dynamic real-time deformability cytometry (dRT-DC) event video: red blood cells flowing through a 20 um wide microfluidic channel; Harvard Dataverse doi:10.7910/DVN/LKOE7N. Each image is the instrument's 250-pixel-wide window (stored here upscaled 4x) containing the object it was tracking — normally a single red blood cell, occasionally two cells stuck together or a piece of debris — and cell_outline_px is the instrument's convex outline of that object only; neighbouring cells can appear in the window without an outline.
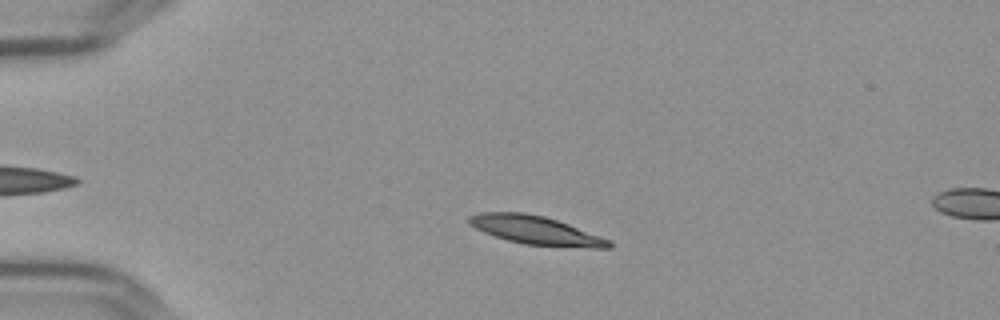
{"species": "Egyptian fruit bat (a non-hibernating species)", "species_latin": "Rousettus aegyptiacus", "temperature_condition": "cold", "stored_images_in_passage": 15, "camera_frame_rate_fps": 3000, "um_per_image_px": 0.085, "frame": {"image": 1, "passage_image": 11, "time_ms": 3.333, "image_size_px": [1000, 320], "cell_outline_px": [[612, 248], [592, 248], [524, 244], [508, 240], [484, 232], [476, 228], [468, 220], [468, 216], [480, 212], [524, 212], [544, 216], [568, 224], [612, 240]], "centroid_in_image_um": [45.58, 19.57], "position_along_channel_um": 39.4, "area_um2": 23.06}}